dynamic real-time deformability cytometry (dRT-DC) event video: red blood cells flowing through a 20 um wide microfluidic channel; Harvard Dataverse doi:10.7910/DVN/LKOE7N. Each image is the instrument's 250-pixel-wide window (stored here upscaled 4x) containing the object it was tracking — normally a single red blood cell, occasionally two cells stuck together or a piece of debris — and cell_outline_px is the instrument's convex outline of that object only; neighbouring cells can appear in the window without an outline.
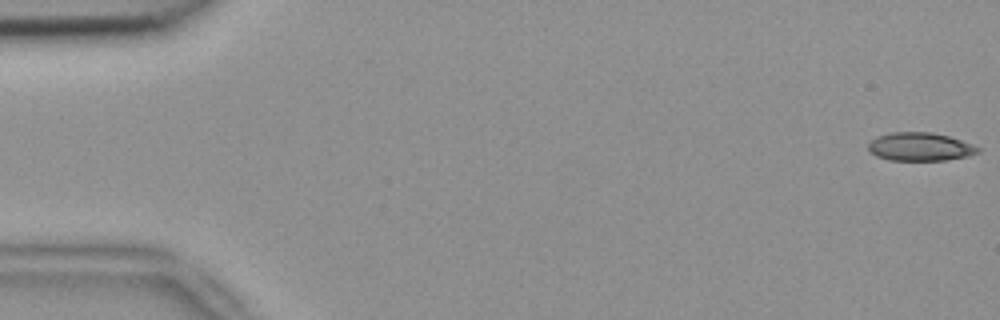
{"species": "common noctule bat (a hibernating species)", "species_latin": "Nyctalus noctula", "temperature_condition": "room temperature", "stored_images_in_passage": 11, "camera_frame_rate_fps": 3000, "um_per_image_px": 0.085, "animal": {"sex": "female", "body_mass_g": 18.4}, "frame": {"image": 1, "passage_image": 1, "time_ms": 0.0, "image_size_px": [1000, 320], "cell_outline_px": [[980, 152], [968, 156], [944, 160], [888, 160], [876, 156], [868, 148], [868, 144], [876, 136], [892, 132], [932, 132], [948, 136], [972, 144], [980, 148]], "centroid_in_image_um": [78.2, 12.47], "position_along_channel_um": 6.8, "area_um2": 18.03}}